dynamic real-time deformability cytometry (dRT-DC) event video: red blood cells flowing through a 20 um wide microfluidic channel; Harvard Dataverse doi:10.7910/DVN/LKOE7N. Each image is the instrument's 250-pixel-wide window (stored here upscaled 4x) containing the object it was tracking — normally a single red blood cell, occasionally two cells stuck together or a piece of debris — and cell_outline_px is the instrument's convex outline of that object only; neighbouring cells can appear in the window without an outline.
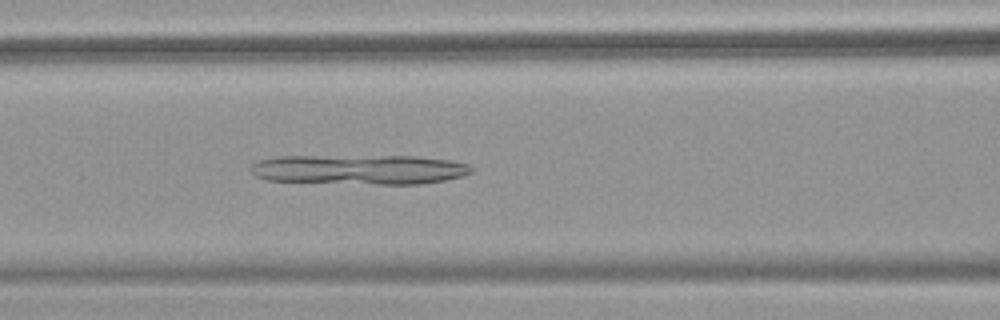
{"species": "common noctule bat (a hibernating species)", "species_latin": "Nyctalus noctula", "temperature_condition": "warm", "stored_images_in_passage": 53, "camera_frame_rate_fps": 3000, "um_per_image_px": 0.085, "animal": {"sex": "female", "body_mass_g": 18.4}, "frame": {"image": 1, "passage_image": 23, "time_ms": 7.333, "image_size_px": [1000, 320], "cell_outline_px": [[472, 172], [464, 176], [444, 180], [420, 184], [376, 184], [264, 180], [256, 176], [248, 168], [256, 160], [276, 156], [416, 156], [452, 160], [468, 164], [472, 168]], "centroid_in_image_um": [30.53, 14.4], "position_along_channel_um": 136.1, "area_um2": 38.61}}
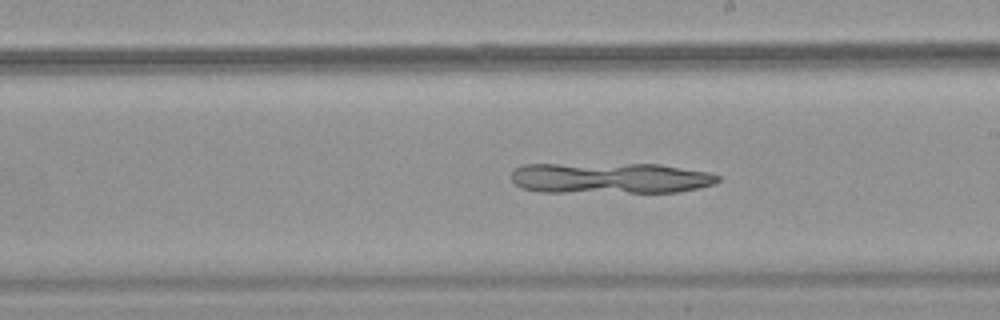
{"frame": {"image": 2, "passage_image": 31, "time_ms": 10.0, "image_size_px": [1000, 320], "cell_outline_px": [[720, 180], [716, 184], [700, 188], [680, 192], [540, 192], [520, 188], [512, 180], [512, 172], [520, 164], [660, 164], [708, 172], [720, 176]], "centroid_in_image_um": [51.88, 15.14], "position_along_channel_um": 237.1, "area_um2": 37.57}}
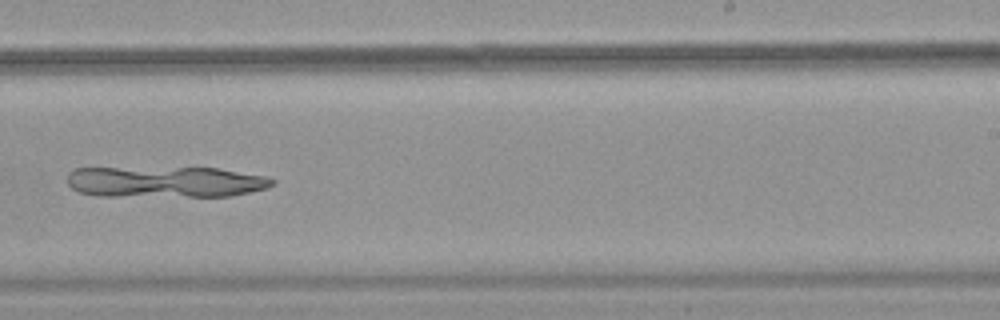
{"frame": {"image": 3, "passage_image": 34, "time_ms": 11.0, "image_size_px": [1000, 320], "cell_outline_px": [[276, 184], [268, 188], [232, 196], [96, 196], [80, 192], [72, 188], [68, 184], [68, 172], [72, 168], [220, 168], [264, 176], [276, 180]], "centroid_in_image_um": [14.07, 15.46], "position_along_channel_um": 274.9, "area_um2": 37.4}}